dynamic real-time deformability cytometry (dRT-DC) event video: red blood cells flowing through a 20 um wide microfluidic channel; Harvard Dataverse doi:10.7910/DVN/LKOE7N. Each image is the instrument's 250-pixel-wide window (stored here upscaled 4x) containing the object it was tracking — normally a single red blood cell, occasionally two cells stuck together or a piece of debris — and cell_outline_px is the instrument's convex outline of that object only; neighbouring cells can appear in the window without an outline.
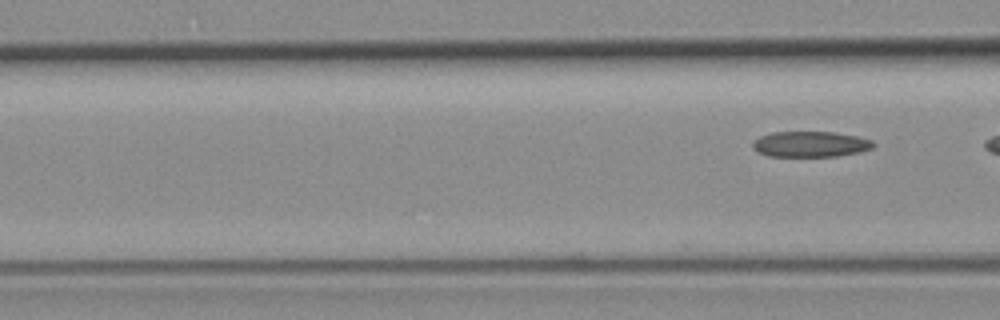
{"species": "common noctule bat (a hibernating species)", "species_latin": "Nyctalus noctula", "temperature_condition": "room temperature", "stored_images_in_passage": 4, "camera_frame_rate_fps": 3000, "um_per_image_px": 0.085, "animal": {"sex": "female", "body_mass_g": 19.3, "forearm_length_mm": 54.1}, "frame": {"image": 1, "passage_image": 4, "time_ms": 1.0, "image_size_px": [1000, 320], "cell_outline_px": [[876, 144], [872, 148], [860, 152], [836, 156], [768, 156], [752, 148], [752, 144], [760, 136], [772, 132], [832, 132], [856, 136], [872, 140]], "centroid_in_image_um": [68.9, 12.25], "position_along_channel_um": 97.7, "area_um2": 17.92}}